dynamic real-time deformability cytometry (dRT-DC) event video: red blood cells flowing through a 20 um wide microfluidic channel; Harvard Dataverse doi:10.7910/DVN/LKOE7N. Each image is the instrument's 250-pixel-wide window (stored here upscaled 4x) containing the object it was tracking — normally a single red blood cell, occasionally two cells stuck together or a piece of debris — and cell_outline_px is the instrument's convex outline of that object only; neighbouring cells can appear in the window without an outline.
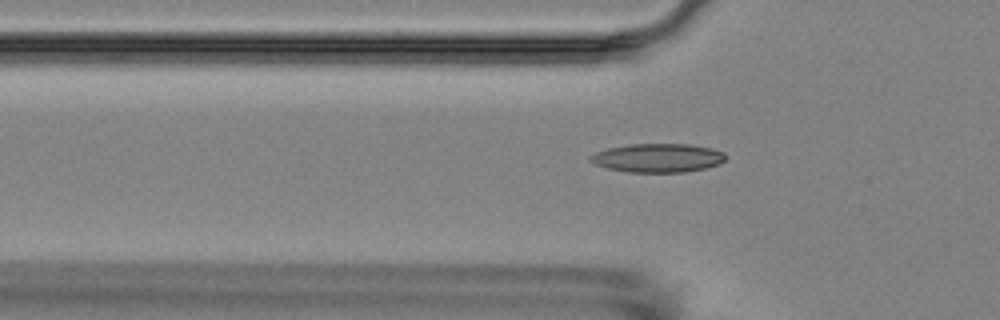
{"species": "Egyptian fruit bat (a non-hibernating species)", "species_latin": "Rousettus aegyptiacus", "temperature_condition": "room temperature", "stored_images_in_passage": 3, "camera_frame_rate_fps": 3000, "um_per_image_px": 0.085, "animal": {"sex": "female"}, "frame": {"image": 1, "passage_image": 3, "time_ms": 3.0, "image_size_px": [1000, 320], "cell_outline_px": [[728, 156], [720, 164], [704, 168], [684, 172], [628, 172], [608, 168], [596, 164], [588, 160], [588, 156], [596, 152], [608, 148], [628, 144], [688, 144], [712, 148], [724, 152]], "centroid_in_image_um": [55.92, 13.42], "position_along_channel_um": 69.9, "area_um2": 22.72}}